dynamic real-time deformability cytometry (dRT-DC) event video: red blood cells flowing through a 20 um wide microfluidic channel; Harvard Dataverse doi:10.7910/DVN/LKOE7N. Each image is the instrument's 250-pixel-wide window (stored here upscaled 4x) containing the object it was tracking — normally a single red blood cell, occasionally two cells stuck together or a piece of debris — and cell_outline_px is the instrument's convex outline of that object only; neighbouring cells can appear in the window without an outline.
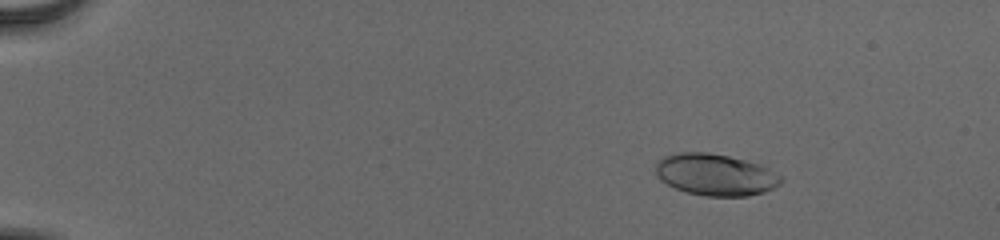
{"species": "human", "species_latin": "Homo sapiens", "temperature_condition": "cold", "stored_images_in_passage": 56, "camera_frame_rate_fps": 3000, "um_per_image_px": 0.085, "donor": {"sex": "male"}, "frame": {"image": 1, "passage_image": 10, "time_ms": 3.0, "image_size_px": [1000, 240], "cell_outline_px": [[784, 180], [780, 184], [764, 192], [748, 196], [704, 196], [688, 192], [676, 188], [660, 180], [656, 176], [656, 160], [664, 156], [676, 152], [708, 152], [728, 156], [760, 164], [768, 168], [780, 176]], "centroid_in_image_um": [60.79, 14.84], "position_along_channel_um": 24.2, "area_um2": 30.52}}
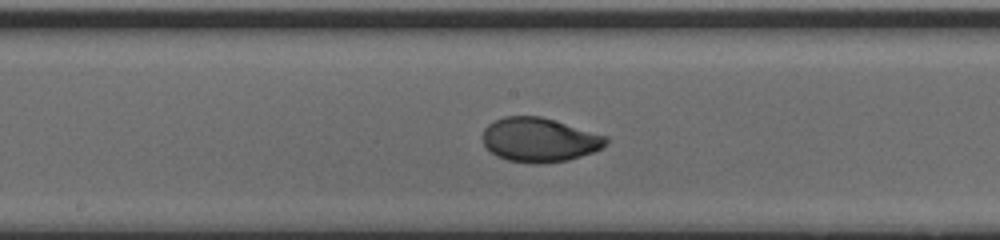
{"frame": {"image": 2, "passage_image": 33, "time_ms": 10.667, "image_size_px": [1000, 240], "cell_outline_px": [[608, 144], [592, 152], [568, 160], [544, 164], [536, 164], [508, 160], [496, 156], [484, 144], [484, 128], [488, 124], [504, 116], [540, 116], [608, 136]], "centroid_in_image_um": [45.86, 11.89], "position_along_channel_um": 202.3, "area_um2": 31.62}}
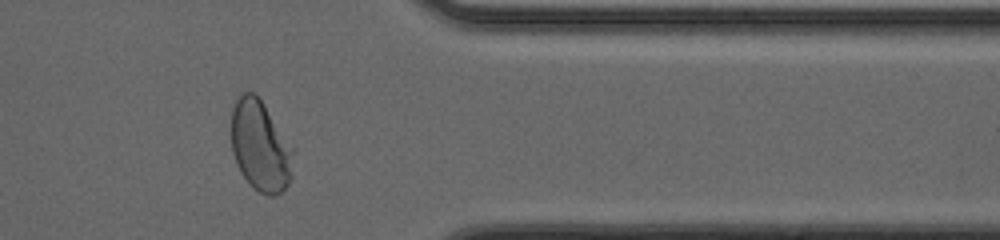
{"frame": {"image": 3, "passage_image": 48, "time_ms": 15.667, "image_size_px": [1000, 240], "cell_outline_px": [[296, 148], [292, 176], [288, 184], [276, 196], [268, 196], [252, 188], [248, 184], [240, 172], [236, 164], [232, 152], [232, 108], [236, 100], [244, 92], [252, 92], [264, 104]], "centroid_in_image_um": [22.18, 12.45], "position_along_channel_um": 389.2, "area_um2": 33.47}, "authors_computed_cell_mechanics": {"area_um2": 31.3565, "velocity_mm_per_s": 3.8926, "shape_relaxation_time_tau1_ms": 3.7984, "shape_relaxation_time_tau2_ms": null, "deformation_change_tau1": 0.1782, "deformation_change_tau2": null}}